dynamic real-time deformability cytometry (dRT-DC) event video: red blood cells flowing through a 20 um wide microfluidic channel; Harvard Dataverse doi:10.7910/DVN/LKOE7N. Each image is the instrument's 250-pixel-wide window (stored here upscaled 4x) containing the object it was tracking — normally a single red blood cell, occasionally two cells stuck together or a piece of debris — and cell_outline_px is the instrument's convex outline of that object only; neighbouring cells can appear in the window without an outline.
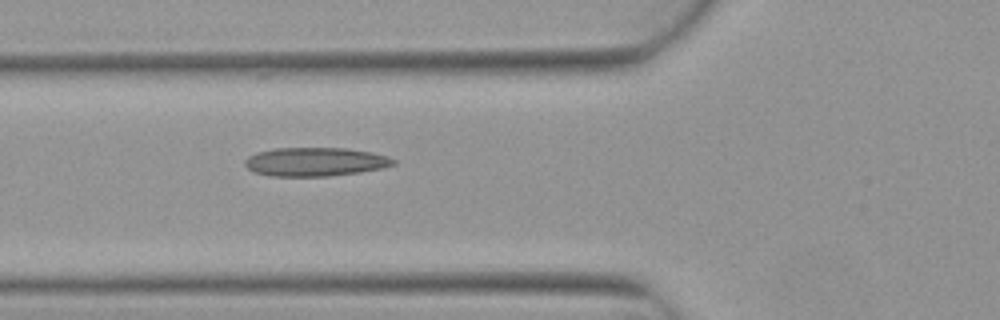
{"species": "Egyptian fruit bat (a non-hibernating species)", "species_latin": "Rousettus aegyptiacus", "temperature_condition": "warm", "stored_images_in_passage": 6, "camera_frame_rate_fps": 3000, "um_per_image_px": 0.085, "animal": {"sex": "female"}, "frame": {"image": 1, "passage_image": 6, "time_ms": 1.667, "image_size_px": [1000, 320], "cell_outline_px": [[396, 164], [384, 168], [360, 172], [328, 176], [272, 176], [252, 172], [244, 164], [244, 160], [248, 156], [256, 152], [276, 148], [348, 148], [372, 152], [388, 156], [396, 160]], "centroid_in_image_um": [26.81, 13.75], "position_along_channel_um": 99.0, "area_um2": 25.09}}